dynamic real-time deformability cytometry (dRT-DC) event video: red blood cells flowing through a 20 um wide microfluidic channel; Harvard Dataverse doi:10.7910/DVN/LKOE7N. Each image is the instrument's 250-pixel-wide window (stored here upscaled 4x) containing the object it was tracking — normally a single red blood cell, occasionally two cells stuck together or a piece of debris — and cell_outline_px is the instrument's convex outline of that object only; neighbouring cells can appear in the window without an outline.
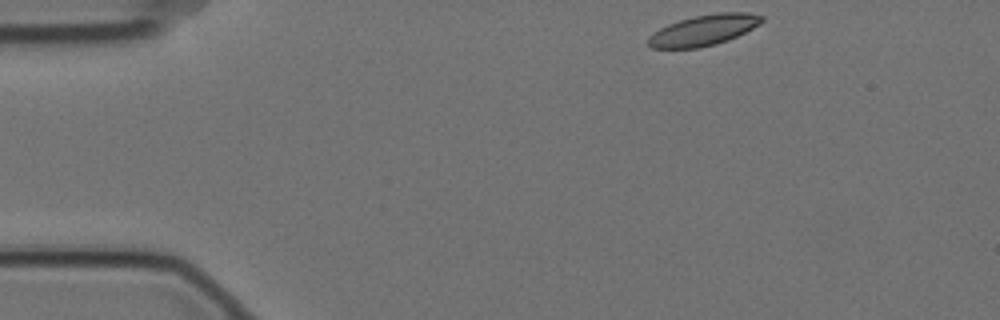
{"species": "Egyptian fruit bat (a non-hibernating species)", "species_latin": "Rousettus aegyptiacus", "temperature_condition": "cold", "stored_images_in_passage": 50, "camera_frame_rate_fps": 3000, "um_per_image_px": 0.085, "animal": {"sex": "female"}, "frame": {"image": 1, "passage_image": 1, "time_ms": 0.0, "image_size_px": [1000, 320], "cell_outline_px": [[764, 20], [760, 24], [728, 40], [716, 44], [700, 48], [652, 48], [648, 44], [648, 36], [660, 28], [668, 24], [680, 20], [696, 16], [716, 12], [748, 12], [764, 16]], "centroid_in_image_um": [59.83, 2.56], "position_along_channel_um": 25.2, "area_um2": 20.29}}
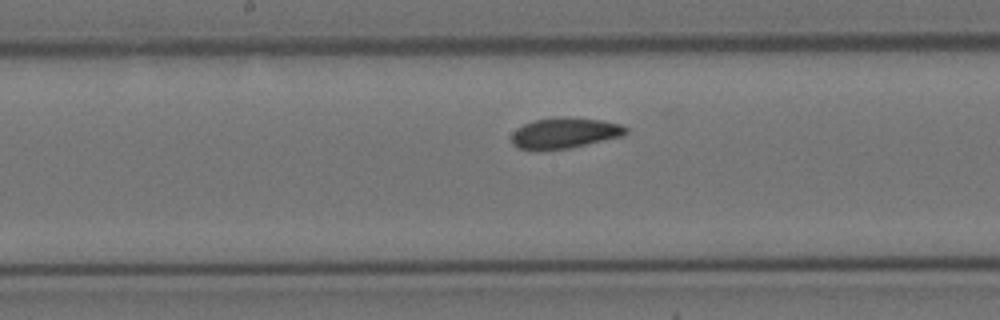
{"frame": {"image": 2, "passage_image": 22, "time_ms": 7.0, "image_size_px": [1000, 320], "cell_outline_px": [[628, 132], [624, 136], [568, 148], [532, 152], [516, 148], [512, 144], [512, 132], [516, 128], [524, 124], [536, 120], [556, 116], [564, 116], [604, 120], [620, 124], [628, 128]], "centroid_in_image_um": [47.96, 11.32], "position_along_channel_um": 200.2, "area_um2": 21.04}}
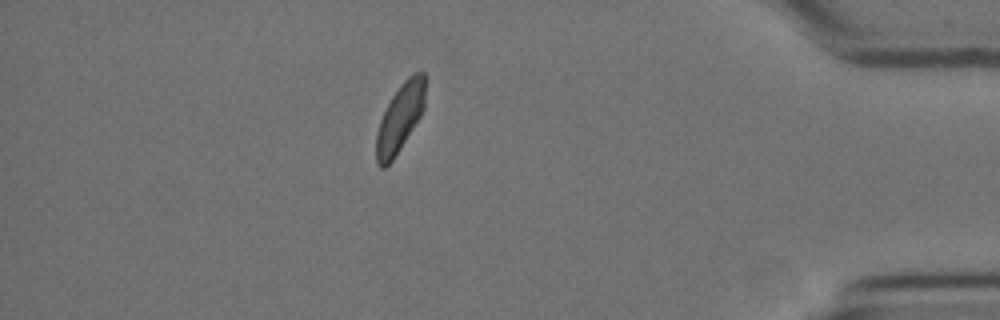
{"frame": {"image": 3, "passage_image": 43, "time_ms": 14.0, "image_size_px": [1000, 320], "cell_outline_px": [[424, 108], [420, 116], [400, 148], [392, 160], [384, 168], [380, 168], [376, 164], [376, 132], [380, 120], [392, 96], [400, 84], [408, 76], [416, 72], [424, 72]], "centroid_in_image_um": [33.97, 10.03], "position_along_channel_um": 401.2, "area_um2": 19.07}, "authors_computed_cell_mechanics": {"area_um2": 20.4901, "velocity_mm_per_s": 3.4687, "shape_relaxation_time_tau1_ms": 4.3013, "shape_relaxation_time_tau2_ms": 2.0788, "deformation_change_tau1": 0.0977, "deformation_change_tau2": 0.073}}